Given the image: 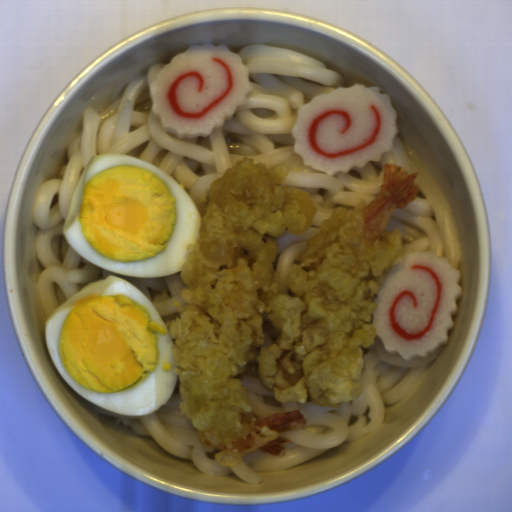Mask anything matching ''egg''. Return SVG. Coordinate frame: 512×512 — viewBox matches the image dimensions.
Returning <instances> with one entry per match:
<instances>
[{"instance_id": "obj_1", "label": "egg", "mask_w": 512, "mask_h": 512, "mask_svg": "<svg viewBox=\"0 0 512 512\" xmlns=\"http://www.w3.org/2000/svg\"><path fill=\"white\" fill-rule=\"evenodd\" d=\"M45 335L62 379L93 405L139 417L175 389L170 331L127 280L112 275L85 285L51 313Z\"/></svg>"}, {"instance_id": "obj_2", "label": "egg", "mask_w": 512, "mask_h": 512, "mask_svg": "<svg viewBox=\"0 0 512 512\" xmlns=\"http://www.w3.org/2000/svg\"><path fill=\"white\" fill-rule=\"evenodd\" d=\"M201 223L193 199L165 171L112 152L90 158L63 230L74 251L92 264L154 279L182 269Z\"/></svg>"}]
</instances>
